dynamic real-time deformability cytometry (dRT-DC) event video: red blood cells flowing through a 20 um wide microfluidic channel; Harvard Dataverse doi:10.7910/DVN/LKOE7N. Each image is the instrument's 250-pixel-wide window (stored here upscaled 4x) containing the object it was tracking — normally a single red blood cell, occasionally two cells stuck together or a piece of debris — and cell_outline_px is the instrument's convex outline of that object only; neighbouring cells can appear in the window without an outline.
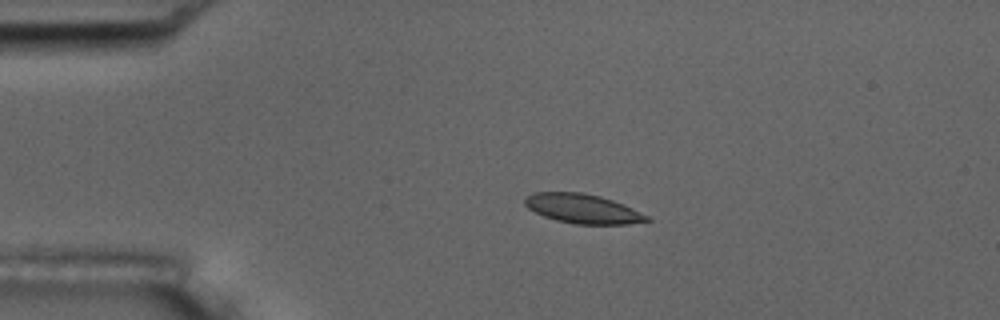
{"species": "common noctule bat (a hibernating species)", "species_latin": "Nyctalus noctula", "temperature_condition": "room temperature", "stored_images_in_passage": 7, "camera_frame_rate_fps": 3000, "um_per_image_px": 0.085, "animal": {"sex": "male", "body_mass_g": 17.5, "forearm_length_mm": 52.3}, "frame": {"image": 1, "passage_image": 4, "time_ms": 3.333, "image_size_px": [1000, 320], "cell_outline_px": [[652, 220], [628, 224], [576, 224], [556, 220], [544, 216], [528, 208], [524, 204], [524, 196], [532, 192], [580, 192], [600, 196], [612, 200], [632, 208], [648, 216]], "centroid_in_image_um": [49.49, 17.73], "position_along_channel_um": 35.5, "area_um2": 20.81}}
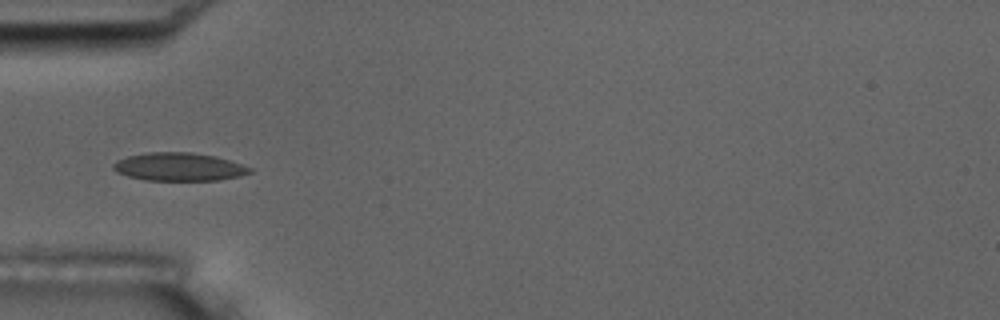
{"frame": {"image": 2, "passage_image": 5, "time_ms": 5.333, "image_size_px": [1000, 320], "cell_outline_px": [[252, 172], [240, 176], [220, 180], [144, 180], [128, 176], [116, 172], [112, 168], [112, 164], [116, 160], [128, 156], [148, 152], [192, 152], [216, 156], [252, 168]], "centroid_in_image_um": [15.19, 14.18], "position_along_channel_um": 69.8, "area_um2": 22.43}}